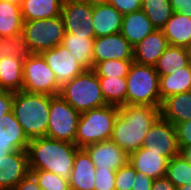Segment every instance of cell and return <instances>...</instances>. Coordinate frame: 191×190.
<instances>
[{"mask_svg":"<svg viewBox=\"0 0 191 190\" xmlns=\"http://www.w3.org/2000/svg\"><path fill=\"white\" fill-rule=\"evenodd\" d=\"M159 117L160 107L120 106L110 140L130 154L142 147L146 133Z\"/></svg>","mask_w":191,"mask_h":190,"instance_id":"cell-1","label":"cell"},{"mask_svg":"<svg viewBox=\"0 0 191 190\" xmlns=\"http://www.w3.org/2000/svg\"><path fill=\"white\" fill-rule=\"evenodd\" d=\"M78 149L76 144L48 137L30 139L26 150L29 169L50 171L69 180Z\"/></svg>","mask_w":191,"mask_h":190,"instance_id":"cell-2","label":"cell"},{"mask_svg":"<svg viewBox=\"0 0 191 190\" xmlns=\"http://www.w3.org/2000/svg\"><path fill=\"white\" fill-rule=\"evenodd\" d=\"M51 95L19 91L14 93L12 111L29 139L46 137Z\"/></svg>","mask_w":191,"mask_h":190,"instance_id":"cell-3","label":"cell"},{"mask_svg":"<svg viewBox=\"0 0 191 190\" xmlns=\"http://www.w3.org/2000/svg\"><path fill=\"white\" fill-rule=\"evenodd\" d=\"M119 107L106 105L80 114L75 136L78 148L111 139Z\"/></svg>","mask_w":191,"mask_h":190,"instance_id":"cell-4","label":"cell"},{"mask_svg":"<svg viewBox=\"0 0 191 190\" xmlns=\"http://www.w3.org/2000/svg\"><path fill=\"white\" fill-rule=\"evenodd\" d=\"M59 95L80 114L107 105L98 76L92 69L85 70L64 84Z\"/></svg>","mask_w":191,"mask_h":190,"instance_id":"cell-5","label":"cell"},{"mask_svg":"<svg viewBox=\"0 0 191 190\" xmlns=\"http://www.w3.org/2000/svg\"><path fill=\"white\" fill-rule=\"evenodd\" d=\"M126 105H150L160 107L159 75L152 65H131L126 76Z\"/></svg>","mask_w":191,"mask_h":190,"instance_id":"cell-6","label":"cell"},{"mask_svg":"<svg viewBox=\"0 0 191 190\" xmlns=\"http://www.w3.org/2000/svg\"><path fill=\"white\" fill-rule=\"evenodd\" d=\"M22 32L32 53L54 48L63 42L65 27L62 16L24 21Z\"/></svg>","mask_w":191,"mask_h":190,"instance_id":"cell-7","label":"cell"},{"mask_svg":"<svg viewBox=\"0 0 191 190\" xmlns=\"http://www.w3.org/2000/svg\"><path fill=\"white\" fill-rule=\"evenodd\" d=\"M60 89L54 72L40 53H33L23 61V91L56 96Z\"/></svg>","mask_w":191,"mask_h":190,"instance_id":"cell-8","label":"cell"},{"mask_svg":"<svg viewBox=\"0 0 191 190\" xmlns=\"http://www.w3.org/2000/svg\"><path fill=\"white\" fill-rule=\"evenodd\" d=\"M79 117L80 113L60 95H51L46 137L75 144Z\"/></svg>","mask_w":191,"mask_h":190,"instance_id":"cell-9","label":"cell"},{"mask_svg":"<svg viewBox=\"0 0 191 190\" xmlns=\"http://www.w3.org/2000/svg\"><path fill=\"white\" fill-rule=\"evenodd\" d=\"M93 5L83 0H64L61 16L65 33L81 37H95L93 22Z\"/></svg>","mask_w":191,"mask_h":190,"instance_id":"cell-10","label":"cell"},{"mask_svg":"<svg viewBox=\"0 0 191 190\" xmlns=\"http://www.w3.org/2000/svg\"><path fill=\"white\" fill-rule=\"evenodd\" d=\"M142 147L150 152L161 153L168 160L179 155L175 126L159 117L146 133Z\"/></svg>","mask_w":191,"mask_h":190,"instance_id":"cell-11","label":"cell"},{"mask_svg":"<svg viewBox=\"0 0 191 190\" xmlns=\"http://www.w3.org/2000/svg\"><path fill=\"white\" fill-rule=\"evenodd\" d=\"M40 54L54 72L56 81L60 87L86 70L74 59L63 44L42 51Z\"/></svg>","mask_w":191,"mask_h":190,"instance_id":"cell-12","label":"cell"},{"mask_svg":"<svg viewBox=\"0 0 191 190\" xmlns=\"http://www.w3.org/2000/svg\"><path fill=\"white\" fill-rule=\"evenodd\" d=\"M29 173L26 150L6 152L0 158V190H14Z\"/></svg>","mask_w":191,"mask_h":190,"instance_id":"cell-13","label":"cell"},{"mask_svg":"<svg viewBox=\"0 0 191 190\" xmlns=\"http://www.w3.org/2000/svg\"><path fill=\"white\" fill-rule=\"evenodd\" d=\"M109 59L133 60V46L120 32L94 39L93 63Z\"/></svg>","mask_w":191,"mask_h":190,"instance_id":"cell-14","label":"cell"},{"mask_svg":"<svg viewBox=\"0 0 191 190\" xmlns=\"http://www.w3.org/2000/svg\"><path fill=\"white\" fill-rule=\"evenodd\" d=\"M96 168L117 171L129 162V154L110 139L84 148Z\"/></svg>","mask_w":191,"mask_h":190,"instance_id":"cell-15","label":"cell"},{"mask_svg":"<svg viewBox=\"0 0 191 190\" xmlns=\"http://www.w3.org/2000/svg\"><path fill=\"white\" fill-rule=\"evenodd\" d=\"M169 46L162 29H155L142 41L133 46V60L140 65H152Z\"/></svg>","mask_w":191,"mask_h":190,"instance_id":"cell-16","label":"cell"},{"mask_svg":"<svg viewBox=\"0 0 191 190\" xmlns=\"http://www.w3.org/2000/svg\"><path fill=\"white\" fill-rule=\"evenodd\" d=\"M95 172L90 155L84 148H79L69 179L70 190H94Z\"/></svg>","mask_w":191,"mask_h":190,"instance_id":"cell-17","label":"cell"},{"mask_svg":"<svg viewBox=\"0 0 191 190\" xmlns=\"http://www.w3.org/2000/svg\"><path fill=\"white\" fill-rule=\"evenodd\" d=\"M129 162L137 172L157 179L166 175L169 160L161 153L150 152L145 147L129 154Z\"/></svg>","mask_w":191,"mask_h":190,"instance_id":"cell-18","label":"cell"},{"mask_svg":"<svg viewBox=\"0 0 191 190\" xmlns=\"http://www.w3.org/2000/svg\"><path fill=\"white\" fill-rule=\"evenodd\" d=\"M122 20L123 15L111 4L93 5L92 24L95 38L119 33Z\"/></svg>","mask_w":191,"mask_h":190,"instance_id":"cell-19","label":"cell"},{"mask_svg":"<svg viewBox=\"0 0 191 190\" xmlns=\"http://www.w3.org/2000/svg\"><path fill=\"white\" fill-rule=\"evenodd\" d=\"M160 117L174 126L191 120V91L174 94L162 100Z\"/></svg>","mask_w":191,"mask_h":190,"instance_id":"cell-20","label":"cell"},{"mask_svg":"<svg viewBox=\"0 0 191 190\" xmlns=\"http://www.w3.org/2000/svg\"><path fill=\"white\" fill-rule=\"evenodd\" d=\"M155 29L147 15L139 10L123 15L120 33L132 46H135Z\"/></svg>","mask_w":191,"mask_h":190,"instance_id":"cell-21","label":"cell"},{"mask_svg":"<svg viewBox=\"0 0 191 190\" xmlns=\"http://www.w3.org/2000/svg\"><path fill=\"white\" fill-rule=\"evenodd\" d=\"M162 31L171 46L187 48L191 45V18L180 12H173Z\"/></svg>","mask_w":191,"mask_h":190,"instance_id":"cell-22","label":"cell"},{"mask_svg":"<svg viewBox=\"0 0 191 190\" xmlns=\"http://www.w3.org/2000/svg\"><path fill=\"white\" fill-rule=\"evenodd\" d=\"M30 139L16 120L13 111L7 113L6 127L0 126V147L6 152L27 150Z\"/></svg>","mask_w":191,"mask_h":190,"instance_id":"cell-23","label":"cell"},{"mask_svg":"<svg viewBox=\"0 0 191 190\" xmlns=\"http://www.w3.org/2000/svg\"><path fill=\"white\" fill-rule=\"evenodd\" d=\"M23 59L7 56L0 60V90L19 92L23 87Z\"/></svg>","mask_w":191,"mask_h":190,"instance_id":"cell-24","label":"cell"},{"mask_svg":"<svg viewBox=\"0 0 191 190\" xmlns=\"http://www.w3.org/2000/svg\"><path fill=\"white\" fill-rule=\"evenodd\" d=\"M95 37H81L65 33L62 44L69 50L74 59L86 70L94 67L93 46Z\"/></svg>","mask_w":191,"mask_h":190,"instance_id":"cell-25","label":"cell"},{"mask_svg":"<svg viewBox=\"0 0 191 190\" xmlns=\"http://www.w3.org/2000/svg\"><path fill=\"white\" fill-rule=\"evenodd\" d=\"M64 0H23L21 14L24 21L41 20L61 15Z\"/></svg>","mask_w":191,"mask_h":190,"instance_id":"cell-26","label":"cell"},{"mask_svg":"<svg viewBox=\"0 0 191 190\" xmlns=\"http://www.w3.org/2000/svg\"><path fill=\"white\" fill-rule=\"evenodd\" d=\"M161 102L165 98L191 91V64L170 75L159 76Z\"/></svg>","mask_w":191,"mask_h":190,"instance_id":"cell-27","label":"cell"},{"mask_svg":"<svg viewBox=\"0 0 191 190\" xmlns=\"http://www.w3.org/2000/svg\"><path fill=\"white\" fill-rule=\"evenodd\" d=\"M190 64L186 48L169 45L154 68L159 76L170 75Z\"/></svg>","mask_w":191,"mask_h":190,"instance_id":"cell-28","label":"cell"},{"mask_svg":"<svg viewBox=\"0 0 191 190\" xmlns=\"http://www.w3.org/2000/svg\"><path fill=\"white\" fill-rule=\"evenodd\" d=\"M23 23L20 5L0 0V37L22 32Z\"/></svg>","mask_w":191,"mask_h":190,"instance_id":"cell-29","label":"cell"},{"mask_svg":"<svg viewBox=\"0 0 191 190\" xmlns=\"http://www.w3.org/2000/svg\"><path fill=\"white\" fill-rule=\"evenodd\" d=\"M98 80L107 105H126V77H98Z\"/></svg>","mask_w":191,"mask_h":190,"instance_id":"cell-30","label":"cell"},{"mask_svg":"<svg viewBox=\"0 0 191 190\" xmlns=\"http://www.w3.org/2000/svg\"><path fill=\"white\" fill-rule=\"evenodd\" d=\"M141 10L156 29H162L173 14L170 0H142Z\"/></svg>","mask_w":191,"mask_h":190,"instance_id":"cell-31","label":"cell"},{"mask_svg":"<svg viewBox=\"0 0 191 190\" xmlns=\"http://www.w3.org/2000/svg\"><path fill=\"white\" fill-rule=\"evenodd\" d=\"M32 54L28 44L25 42L23 32L9 37H0V60L7 56L25 60Z\"/></svg>","mask_w":191,"mask_h":190,"instance_id":"cell-32","label":"cell"},{"mask_svg":"<svg viewBox=\"0 0 191 190\" xmlns=\"http://www.w3.org/2000/svg\"><path fill=\"white\" fill-rule=\"evenodd\" d=\"M176 187L191 183V163L181 154L171 158L165 175Z\"/></svg>","mask_w":191,"mask_h":190,"instance_id":"cell-33","label":"cell"},{"mask_svg":"<svg viewBox=\"0 0 191 190\" xmlns=\"http://www.w3.org/2000/svg\"><path fill=\"white\" fill-rule=\"evenodd\" d=\"M134 60L109 59L95 63L92 70L98 77H126Z\"/></svg>","mask_w":191,"mask_h":190,"instance_id":"cell-34","label":"cell"},{"mask_svg":"<svg viewBox=\"0 0 191 190\" xmlns=\"http://www.w3.org/2000/svg\"><path fill=\"white\" fill-rule=\"evenodd\" d=\"M30 173L35 177L38 185L43 190H70L69 180L63 179L53 172L30 169Z\"/></svg>","mask_w":191,"mask_h":190,"instance_id":"cell-35","label":"cell"},{"mask_svg":"<svg viewBox=\"0 0 191 190\" xmlns=\"http://www.w3.org/2000/svg\"><path fill=\"white\" fill-rule=\"evenodd\" d=\"M137 171L128 162L120 167L115 174V190H132Z\"/></svg>","mask_w":191,"mask_h":190,"instance_id":"cell-36","label":"cell"},{"mask_svg":"<svg viewBox=\"0 0 191 190\" xmlns=\"http://www.w3.org/2000/svg\"><path fill=\"white\" fill-rule=\"evenodd\" d=\"M114 170L96 168L94 190H115Z\"/></svg>","mask_w":191,"mask_h":190,"instance_id":"cell-37","label":"cell"},{"mask_svg":"<svg viewBox=\"0 0 191 190\" xmlns=\"http://www.w3.org/2000/svg\"><path fill=\"white\" fill-rule=\"evenodd\" d=\"M14 92L0 90V126L5 128L7 113L12 111Z\"/></svg>","mask_w":191,"mask_h":190,"instance_id":"cell-38","label":"cell"},{"mask_svg":"<svg viewBox=\"0 0 191 190\" xmlns=\"http://www.w3.org/2000/svg\"><path fill=\"white\" fill-rule=\"evenodd\" d=\"M122 15H126L142 9V0H109Z\"/></svg>","mask_w":191,"mask_h":190,"instance_id":"cell-39","label":"cell"},{"mask_svg":"<svg viewBox=\"0 0 191 190\" xmlns=\"http://www.w3.org/2000/svg\"><path fill=\"white\" fill-rule=\"evenodd\" d=\"M175 128L179 149L191 145V120L176 124Z\"/></svg>","mask_w":191,"mask_h":190,"instance_id":"cell-40","label":"cell"},{"mask_svg":"<svg viewBox=\"0 0 191 190\" xmlns=\"http://www.w3.org/2000/svg\"><path fill=\"white\" fill-rule=\"evenodd\" d=\"M154 179L145 175L144 173L137 172L132 190H151Z\"/></svg>","mask_w":191,"mask_h":190,"instance_id":"cell-41","label":"cell"},{"mask_svg":"<svg viewBox=\"0 0 191 190\" xmlns=\"http://www.w3.org/2000/svg\"><path fill=\"white\" fill-rule=\"evenodd\" d=\"M14 190H41L35 177L29 173L14 188Z\"/></svg>","mask_w":191,"mask_h":190,"instance_id":"cell-42","label":"cell"},{"mask_svg":"<svg viewBox=\"0 0 191 190\" xmlns=\"http://www.w3.org/2000/svg\"><path fill=\"white\" fill-rule=\"evenodd\" d=\"M173 12H180L191 18V0H170Z\"/></svg>","mask_w":191,"mask_h":190,"instance_id":"cell-43","label":"cell"},{"mask_svg":"<svg viewBox=\"0 0 191 190\" xmlns=\"http://www.w3.org/2000/svg\"><path fill=\"white\" fill-rule=\"evenodd\" d=\"M151 190H177V187L164 176L154 179Z\"/></svg>","mask_w":191,"mask_h":190,"instance_id":"cell-44","label":"cell"},{"mask_svg":"<svg viewBox=\"0 0 191 190\" xmlns=\"http://www.w3.org/2000/svg\"><path fill=\"white\" fill-rule=\"evenodd\" d=\"M180 154L189 162L191 163V145L182 147L180 149Z\"/></svg>","mask_w":191,"mask_h":190,"instance_id":"cell-45","label":"cell"},{"mask_svg":"<svg viewBox=\"0 0 191 190\" xmlns=\"http://www.w3.org/2000/svg\"><path fill=\"white\" fill-rule=\"evenodd\" d=\"M83 1H87V2H89L92 5L108 3L109 2V0H83Z\"/></svg>","mask_w":191,"mask_h":190,"instance_id":"cell-46","label":"cell"},{"mask_svg":"<svg viewBox=\"0 0 191 190\" xmlns=\"http://www.w3.org/2000/svg\"><path fill=\"white\" fill-rule=\"evenodd\" d=\"M177 190H191V183L184 186L177 187Z\"/></svg>","mask_w":191,"mask_h":190,"instance_id":"cell-47","label":"cell"},{"mask_svg":"<svg viewBox=\"0 0 191 190\" xmlns=\"http://www.w3.org/2000/svg\"><path fill=\"white\" fill-rule=\"evenodd\" d=\"M186 50H187V53H188L189 62H190V64H191V45H189V46L186 48Z\"/></svg>","mask_w":191,"mask_h":190,"instance_id":"cell-48","label":"cell"},{"mask_svg":"<svg viewBox=\"0 0 191 190\" xmlns=\"http://www.w3.org/2000/svg\"><path fill=\"white\" fill-rule=\"evenodd\" d=\"M5 1H9V2L15 3L17 5H21L23 0H5Z\"/></svg>","mask_w":191,"mask_h":190,"instance_id":"cell-49","label":"cell"},{"mask_svg":"<svg viewBox=\"0 0 191 190\" xmlns=\"http://www.w3.org/2000/svg\"><path fill=\"white\" fill-rule=\"evenodd\" d=\"M6 151L3 150V147H0V158L5 154Z\"/></svg>","mask_w":191,"mask_h":190,"instance_id":"cell-50","label":"cell"}]
</instances>
